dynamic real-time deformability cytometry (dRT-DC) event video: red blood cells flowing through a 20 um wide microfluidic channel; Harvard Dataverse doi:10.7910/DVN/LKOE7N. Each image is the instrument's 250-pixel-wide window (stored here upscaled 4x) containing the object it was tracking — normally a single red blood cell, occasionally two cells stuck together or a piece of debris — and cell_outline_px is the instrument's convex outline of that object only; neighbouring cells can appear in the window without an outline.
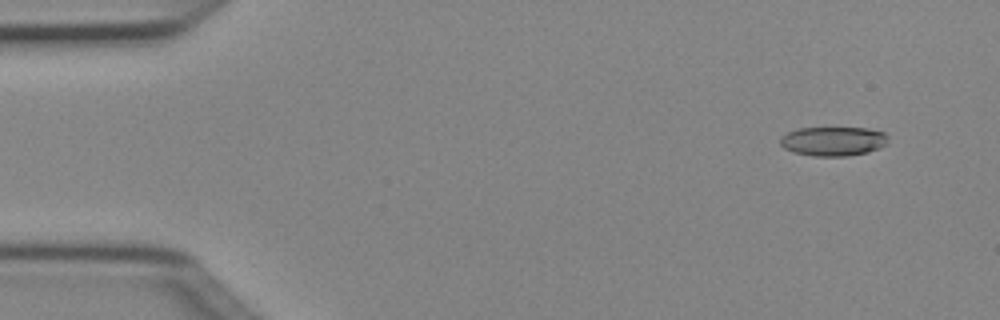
{"species": "Egyptian fruit bat (a non-hibernating species)", "species_latin": "Rousettus aegyptiacus", "temperature_condition": "cold", "stored_images_in_passage": 5, "segment_of_instrument_passage": [1, 2], "camera_frame_rate_fps": 3000, "um_per_image_px": 0.085, "animal": {"sex": "female"}, "frame": {"image": 1, "passage_image": 1, "time_ms": 0.0, "image_size_px": [1000, 320], "cell_outline_px": [[888, 144], [880, 148], [868, 152], [848, 156], [812, 156], [792, 152], [784, 148], [780, 144], [780, 136], [796, 128], [868, 128], [884, 132], [888, 136]], "centroid_in_image_um": [70.83, 12.0], "position_along_channel_um": 14.2, "area_um2": 18.67}}
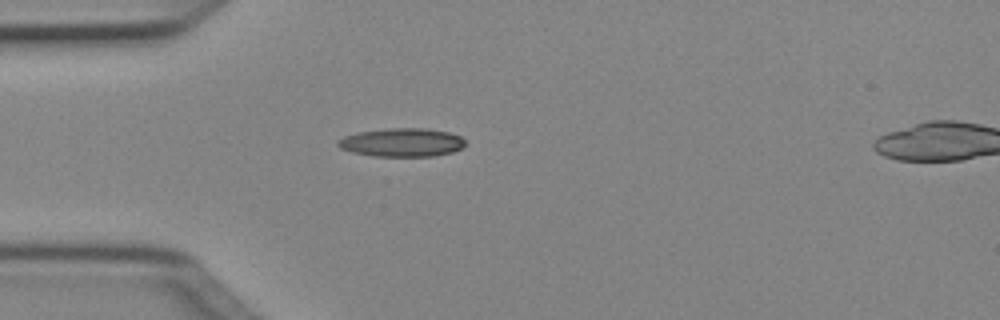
{"frame": {"image": 2, "passage_image": 4, "time_ms": 1.0, "image_size_px": [1000, 320], "cell_outline_px": [[468, 144], [452, 152], [432, 156], [376, 156], [352, 152], [340, 148], [336, 144], [336, 140], [344, 136], [356, 132], [384, 128], [424, 128], [448, 132], [460, 136]], "centroid_in_image_um": [34.13, 12.09], "position_along_channel_um": 50.9, "area_um2": 21.27}}